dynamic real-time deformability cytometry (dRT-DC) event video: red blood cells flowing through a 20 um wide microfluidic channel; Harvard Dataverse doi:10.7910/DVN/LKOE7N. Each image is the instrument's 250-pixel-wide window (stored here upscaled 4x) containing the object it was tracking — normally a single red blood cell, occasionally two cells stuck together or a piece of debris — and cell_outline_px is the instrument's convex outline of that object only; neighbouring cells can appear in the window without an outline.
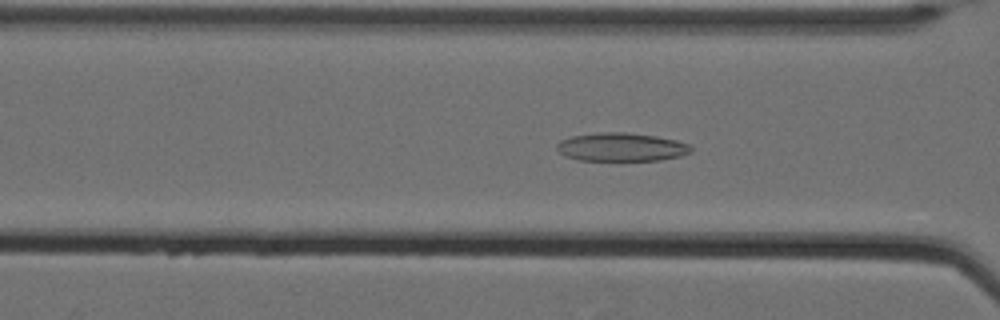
{"species": "Egyptian fruit bat (a non-hibernating species)", "species_latin": "Rousettus aegyptiacus", "temperature_condition": "cold", "stored_images_in_passage": 61, "camera_frame_rate_fps": 3000, "um_per_image_px": 0.085, "animal": {"sex": "female"}, "frame": {"image": 1, "passage_image": 28, "time_ms": 9.0, "image_size_px": [1000, 320], "cell_outline_px": [[692, 152], [680, 156], [660, 160], [580, 160], [564, 156], [556, 148], [556, 144], [560, 140], [572, 136], [600, 132], [628, 132], [656, 136], [676, 140], [688, 144], [692, 148]], "centroid_in_image_um": [52.81, 12.49], "position_along_channel_um": 113.8, "area_um2": 22.25}}
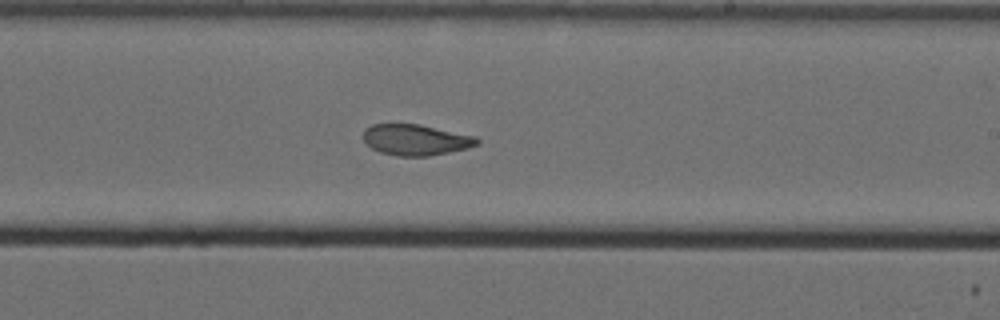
{"frame": {"image": 2, "passage_image": 40, "time_ms": 13.0, "image_size_px": [1000, 320], "cell_outline_px": [[480, 144], [468, 148], [428, 156], [396, 156], [380, 152], [372, 148], [364, 140], [364, 128], [372, 124], [420, 124], [476, 136], [480, 140]], "centroid_in_image_um": [35.36, 11.88], "position_along_channel_um": 253.6, "area_um2": 20.58}}
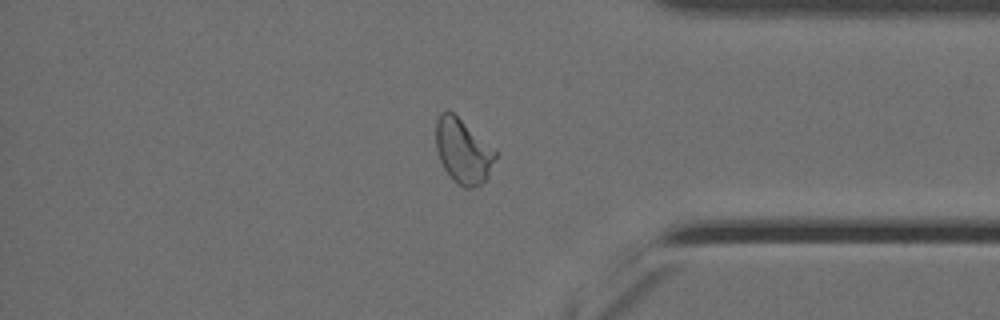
{"frame": {"image": 3, "passage_image": 53, "time_ms": 17.333, "image_size_px": [1000, 320], "cell_outline_px": [[496, 156], [488, 176], [480, 184], [472, 188], [464, 188], [444, 168], [440, 160], [436, 148], [436, 120], [440, 112], [448, 108], [496, 148]], "centroid_in_image_um": [39.36, 12.77], "position_along_channel_um": 395.8, "area_um2": 22.43}, "authors_computed_cell_mechanics": {"area_um2": 23.5824, "velocity_mm_per_s": 3.487, "shape_relaxation_time_tau1_ms": null, "shape_relaxation_time_tau2_ms": 2.0364, "deformation_change_tau1": null, "deformation_change_tau2": 0.0752}}